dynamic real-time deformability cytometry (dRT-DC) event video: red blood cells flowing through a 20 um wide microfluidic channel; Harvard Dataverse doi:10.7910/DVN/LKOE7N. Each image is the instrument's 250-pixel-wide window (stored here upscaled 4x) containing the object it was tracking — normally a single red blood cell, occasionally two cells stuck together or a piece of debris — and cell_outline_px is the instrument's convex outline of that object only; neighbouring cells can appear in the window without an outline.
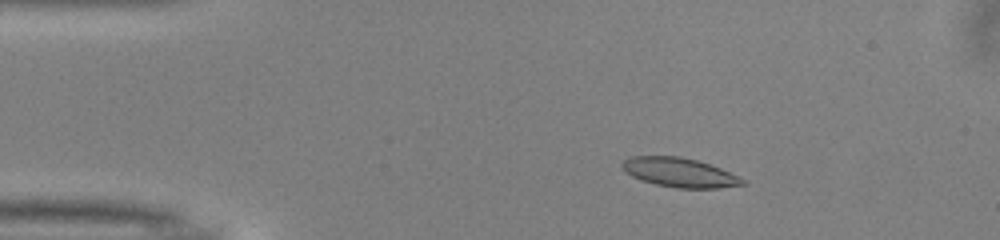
{"species": "common noctule bat (a hibernating species)", "species_latin": "Nyctalus noctula", "temperature_condition": "warm", "stored_images_in_passage": 51, "camera_frame_rate_fps": 3000, "um_per_image_px": 0.085, "animal": {"sex": "male", "body_mass_g": 13.0, "forearm_length_mm": 53.1}, "frame": {"image": 1, "passage_image": 9, "time_ms": 2.667, "image_size_px": [1000, 240], "cell_outline_px": [[748, 184], [720, 188], [676, 188], [656, 184], [632, 176], [620, 168], [620, 164], [628, 156], [680, 156], [696, 160], [720, 168], [748, 180]], "centroid_in_image_um": [57.78, 14.66], "position_along_channel_um": 27.2, "area_um2": 20.63}}
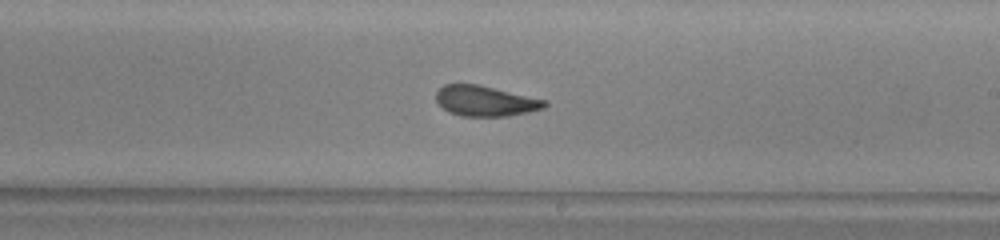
{"frame": {"image": 2, "passage_image": 30, "time_ms": 9.667, "image_size_px": [1000, 240], "cell_outline_px": [[548, 104], [544, 108], [528, 112], [508, 116], [460, 116], [448, 112], [436, 100], [436, 88], [444, 84], [480, 84], [548, 100]], "centroid_in_image_um": [41.26, 8.57], "position_along_channel_um": 247.7, "area_um2": 19.54}}
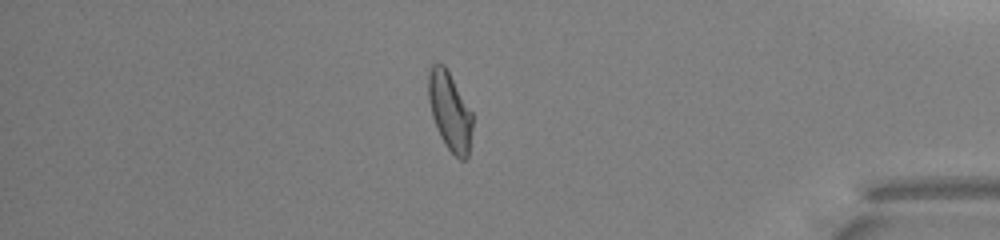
{"frame": {"image": 3, "passage_image": 44, "time_ms": 14.333, "image_size_px": [1000, 240], "cell_outline_px": [[472, 128], [468, 156], [464, 160], [460, 160], [444, 144], [440, 136], [432, 116], [428, 100], [428, 72], [432, 64], [444, 64], [472, 112]], "centroid_in_image_um": [38.22, 9.45], "position_along_channel_um": 397.0, "area_um2": 20.0}, "authors_computed_cell_mechanics": {"area_um2": 20.2878, "velocity_mm_per_s": 4.0057, "shape_relaxation_time_tau1_ms": 7.0527, "shape_relaxation_time_tau2_ms": 1.6143, "deformation_change_tau1": 0.1698, "deformation_change_tau2": 0.0943}}